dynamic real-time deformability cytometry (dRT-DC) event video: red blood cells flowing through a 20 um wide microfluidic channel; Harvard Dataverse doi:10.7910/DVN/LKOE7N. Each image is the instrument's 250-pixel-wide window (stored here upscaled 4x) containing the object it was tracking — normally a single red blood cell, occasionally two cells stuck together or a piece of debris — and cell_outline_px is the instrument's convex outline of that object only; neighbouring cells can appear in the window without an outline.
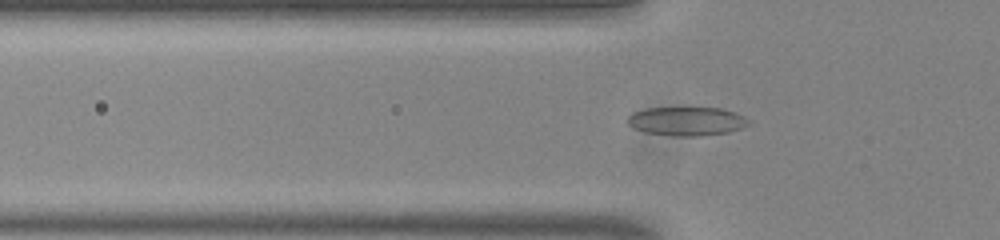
{"species": "common noctule bat (a hibernating species)", "species_latin": "Nyctalus noctula", "temperature_condition": "room temperature", "stored_images_in_passage": 44, "camera_frame_rate_fps": 3000, "um_per_image_px": 0.085, "animal": {"sex": "male", "body_mass_g": 20.0, "forearm_length_mm": 53.3}, "frame": {"image": 1, "passage_image": 8, "time_ms": 2.333, "image_size_px": [1000, 240], "cell_outline_px": [[748, 124], [740, 128], [728, 132], [700, 136], [672, 136], [644, 132], [632, 128], [628, 124], [628, 116], [632, 112], [644, 108], [720, 108], [744, 116], [748, 120]], "centroid_in_image_um": [58.3, 10.31], "position_along_channel_um": 67.5, "area_um2": 20.23}}
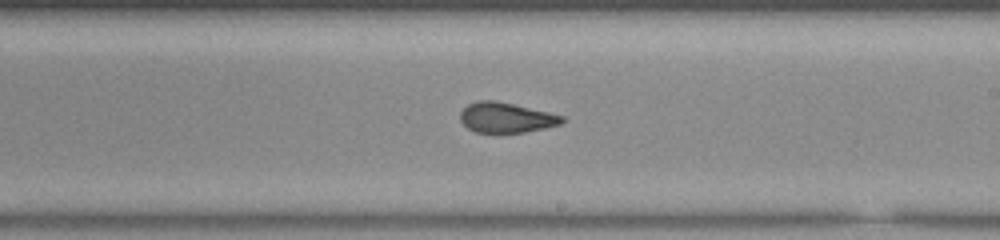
{"frame": {"image": 2, "passage_image": 22, "time_ms": 7.0, "image_size_px": [1000, 240], "cell_outline_px": [[564, 120], [560, 124], [544, 128], [524, 132], [476, 132], [468, 128], [460, 120], [460, 112], [468, 104], [476, 100], [492, 100], [512, 104], [548, 112], [564, 116]], "centroid_in_image_um": [42.99, 9.99], "position_along_channel_um": 246.0, "area_um2": 17.63}}
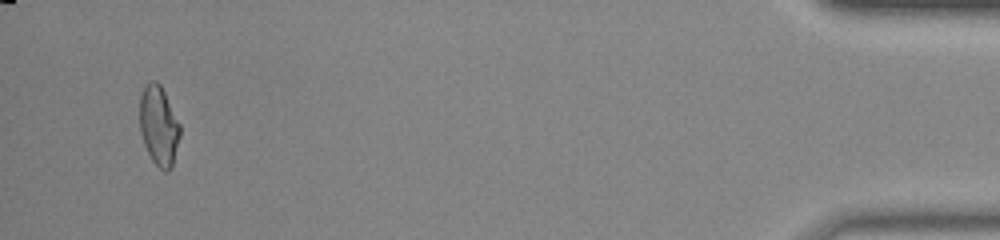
{"frame": {"image": 3, "passage_image": 42, "time_ms": 13.667, "image_size_px": [1000, 240], "cell_outline_px": [[180, 136], [172, 168], [168, 172], [164, 172], [152, 160], [144, 144], [140, 132], [140, 96], [144, 84], [148, 80], [156, 80], [160, 84], [180, 124]], "centroid_in_image_um": [13.49, 10.67], "position_along_channel_um": 421.7, "area_um2": 18.84}, "authors_computed_cell_mechanics": {"area_um2": 18.6694, "velocity_mm_per_s": 3.8248, "shape_relaxation_time_tau1_ms": null, "shape_relaxation_time_tau2_ms": 1.693, "deformation_change_tau1": null, "deformation_change_tau2": 0.0883}}